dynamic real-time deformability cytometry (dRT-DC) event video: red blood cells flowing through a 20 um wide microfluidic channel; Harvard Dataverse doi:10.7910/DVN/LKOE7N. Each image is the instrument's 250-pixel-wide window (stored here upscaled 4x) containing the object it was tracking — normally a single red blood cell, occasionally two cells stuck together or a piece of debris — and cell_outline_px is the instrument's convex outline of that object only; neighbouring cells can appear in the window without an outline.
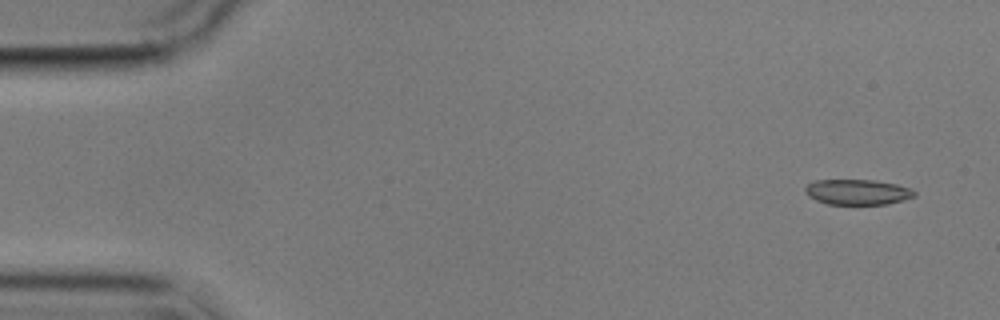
{"species": "common noctule bat (a hibernating species)", "species_latin": "Nyctalus noctula", "temperature_condition": "cold", "stored_images_in_passage": 4, "camera_frame_rate_fps": 3000, "um_per_image_px": 0.085, "animal": {"sex": "male", "body_mass_g": 17.9}, "frame": {"image": 1, "passage_image": 1, "time_ms": 0.0, "image_size_px": [1000, 320], "cell_outline_px": [[916, 196], [904, 200], [888, 204], [828, 204], [816, 200], [808, 196], [804, 192], [804, 188], [812, 180], [876, 180], [896, 184], [912, 188], [916, 192]], "centroid_in_image_um": [72.9, 16.32], "position_along_channel_um": 12.1, "area_um2": 16.36}}